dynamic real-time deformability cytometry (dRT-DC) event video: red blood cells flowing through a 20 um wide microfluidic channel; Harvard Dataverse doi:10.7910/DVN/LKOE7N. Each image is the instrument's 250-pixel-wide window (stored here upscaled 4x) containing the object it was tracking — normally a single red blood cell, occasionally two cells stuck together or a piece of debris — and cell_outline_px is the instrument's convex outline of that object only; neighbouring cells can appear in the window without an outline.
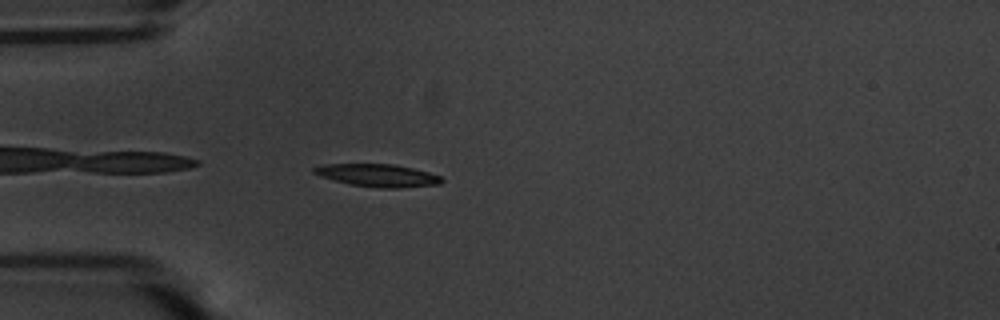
{"species": "common noctule bat (a hibernating species)", "species_latin": "Nyctalus noctula", "temperature_condition": "warm", "stored_images_in_passage": 42, "camera_frame_rate_fps": 3000, "um_per_image_px": 0.085, "animal": {"sex": "male", "body_mass_g": 20.1, "forearm_length_mm": 53.5}, "frame": {"image": 1, "passage_image": 2, "time_ms": 0.333, "image_size_px": [1000, 320], "cell_outline_px": [[444, 180], [440, 184], [400, 188], [380, 188], [352, 184], [320, 176], [312, 172], [312, 168], [324, 164], [396, 164], [428, 172], [440, 176]], "centroid_in_image_um": [32.13, 14.9], "position_along_channel_um": 52.9, "area_um2": 16.7}}
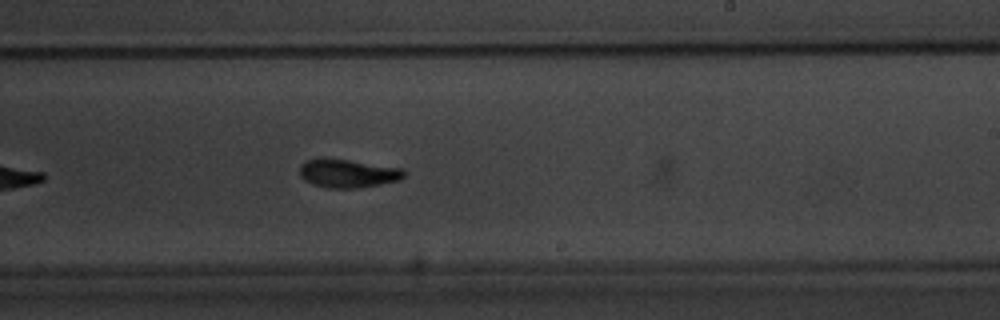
{"frame": {"image": 2, "passage_image": 20, "time_ms": 6.333, "image_size_px": [1000, 320], "cell_outline_px": [[404, 176], [400, 180], [360, 188], [328, 188], [312, 184], [304, 180], [300, 176], [300, 164], [304, 160], [320, 156], [324, 156], [404, 168]], "centroid_in_image_um": [29.51, 14.7], "position_along_channel_um": 259.5, "area_um2": 17.86}}
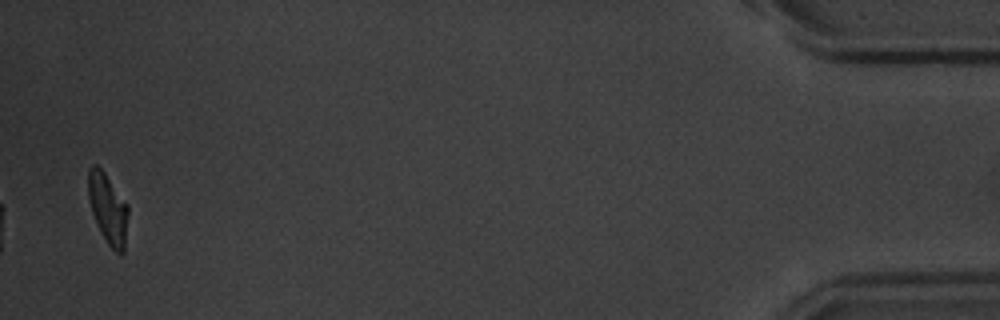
{"frame": {"image": 3, "passage_image": 41, "time_ms": 13.333, "image_size_px": [1000, 320], "cell_outline_px": [[128, 216], [124, 252], [116, 252], [108, 244], [92, 212], [88, 200], [88, 168], [92, 164], [96, 164], [104, 172], [128, 204]], "centroid_in_image_um": [9.18, 17.68], "position_along_channel_um": 426.0, "area_um2": 16.13}, "authors_computed_cell_mechanics": {"area_um2": 17.2822, "velocity_mm_per_s": 3.5888, "shape_relaxation_time_tau1_ms": 2.3531, "shape_relaxation_time_tau2_ms": 2.1465, "deformation_change_tau1": 0.1633, "deformation_change_tau2": 0.0857}}